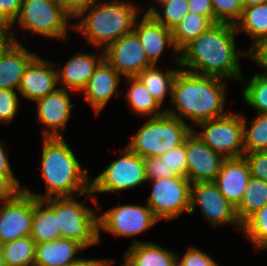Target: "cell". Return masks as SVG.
I'll list each match as a JSON object with an SVG mask.
<instances>
[{
	"mask_svg": "<svg viewBox=\"0 0 267 266\" xmlns=\"http://www.w3.org/2000/svg\"><path fill=\"white\" fill-rule=\"evenodd\" d=\"M236 33L233 24L215 23L179 52L178 67L197 75L241 81L239 58L246 51L236 50Z\"/></svg>",
	"mask_w": 267,
	"mask_h": 266,
	"instance_id": "6da1fadb",
	"label": "cell"
},
{
	"mask_svg": "<svg viewBox=\"0 0 267 266\" xmlns=\"http://www.w3.org/2000/svg\"><path fill=\"white\" fill-rule=\"evenodd\" d=\"M222 80L180 68L172 86L171 99L175 109L168 108L165 112L181 121L187 118L197 125L227 115L228 112L223 110L226 93Z\"/></svg>",
	"mask_w": 267,
	"mask_h": 266,
	"instance_id": "7a4b0ae2",
	"label": "cell"
},
{
	"mask_svg": "<svg viewBox=\"0 0 267 266\" xmlns=\"http://www.w3.org/2000/svg\"><path fill=\"white\" fill-rule=\"evenodd\" d=\"M41 154V173L46 185L45 195L30 192L25 186L22 190L39 200L89 194L88 197L93 202H98L97 197L91 192V182H89L86 168L82 169L80 162L63 137H43Z\"/></svg>",
	"mask_w": 267,
	"mask_h": 266,
	"instance_id": "3957f363",
	"label": "cell"
},
{
	"mask_svg": "<svg viewBox=\"0 0 267 266\" xmlns=\"http://www.w3.org/2000/svg\"><path fill=\"white\" fill-rule=\"evenodd\" d=\"M93 0L78 16L77 25L72 26L85 36L86 42L97 48L108 45L131 33L139 15V8L130 2ZM86 15V16H85Z\"/></svg>",
	"mask_w": 267,
	"mask_h": 266,
	"instance_id": "277c9868",
	"label": "cell"
},
{
	"mask_svg": "<svg viewBox=\"0 0 267 266\" xmlns=\"http://www.w3.org/2000/svg\"><path fill=\"white\" fill-rule=\"evenodd\" d=\"M192 127L168 113L151 117L132 137L127 147L142 158L160 157L184 143Z\"/></svg>",
	"mask_w": 267,
	"mask_h": 266,
	"instance_id": "5b68a950",
	"label": "cell"
},
{
	"mask_svg": "<svg viewBox=\"0 0 267 266\" xmlns=\"http://www.w3.org/2000/svg\"><path fill=\"white\" fill-rule=\"evenodd\" d=\"M44 201L54 210L57 216L61 238L72 239L85 248L99 244L98 213L75 197H53Z\"/></svg>",
	"mask_w": 267,
	"mask_h": 266,
	"instance_id": "8992f818",
	"label": "cell"
},
{
	"mask_svg": "<svg viewBox=\"0 0 267 266\" xmlns=\"http://www.w3.org/2000/svg\"><path fill=\"white\" fill-rule=\"evenodd\" d=\"M70 17L56 0H23L15 22L17 27L34 34L64 40Z\"/></svg>",
	"mask_w": 267,
	"mask_h": 266,
	"instance_id": "52a82bcc",
	"label": "cell"
},
{
	"mask_svg": "<svg viewBox=\"0 0 267 266\" xmlns=\"http://www.w3.org/2000/svg\"><path fill=\"white\" fill-rule=\"evenodd\" d=\"M197 126L202 127L203 131L196 134L213 151L225 158H238L245 155L241 113H228Z\"/></svg>",
	"mask_w": 267,
	"mask_h": 266,
	"instance_id": "ba28073f",
	"label": "cell"
},
{
	"mask_svg": "<svg viewBox=\"0 0 267 266\" xmlns=\"http://www.w3.org/2000/svg\"><path fill=\"white\" fill-rule=\"evenodd\" d=\"M120 154L123 156L112 161L100 175L91 181L92 194L121 192L148 181L142 157L128 147L124 148Z\"/></svg>",
	"mask_w": 267,
	"mask_h": 266,
	"instance_id": "9c48e42d",
	"label": "cell"
},
{
	"mask_svg": "<svg viewBox=\"0 0 267 266\" xmlns=\"http://www.w3.org/2000/svg\"><path fill=\"white\" fill-rule=\"evenodd\" d=\"M153 184L147 206L160 221L177 218L190 207L191 182L187 177L175 176L149 180Z\"/></svg>",
	"mask_w": 267,
	"mask_h": 266,
	"instance_id": "30bf717a",
	"label": "cell"
},
{
	"mask_svg": "<svg viewBox=\"0 0 267 266\" xmlns=\"http://www.w3.org/2000/svg\"><path fill=\"white\" fill-rule=\"evenodd\" d=\"M196 205L212 227L236 224L237 228L242 230L235 207L219 191L214 181L191 183L189 214L194 212Z\"/></svg>",
	"mask_w": 267,
	"mask_h": 266,
	"instance_id": "8fae6325",
	"label": "cell"
},
{
	"mask_svg": "<svg viewBox=\"0 0 267 266\" xmlns=\"http://www.w3.org/2000/svg\"><path fill=\"white\" fill-rule=\"evenodd\" d=\"M159 220L148 206L121 205L98 215V229L115 234L117 237L136 236L148 230Z\"/></svg>",
	"mask_w": 267,
	"mask_h": 266,
	"instance_id": "7c38bea8",
	"label": "cell"
},
{
	"mask_svg": "<svg viewBox=\"0 0 267 266\" xmlns=\"http://www.w3.org/2000/svg\"><path fill=\"white\" fill-rule=\"evenodd\" d=\"M2 203L3 205L0 202V244L30 236L34 196L20 190Z\"/></svg>",
	"mask_w": 267,
	"mask_h": 266,
	"instance_id": "4fadbf2b",
	"label": "cell"
},
{
	"mask_svg": "<svg viewBox=\"0 0 267 266\" xmlns=\"http://www.w3.org/2000/svg\"><path fill=\"white\" fill-rule=\"evenodd\" d=\"M102 51H104V59L124 77H135L144 68L152 66L133 31L111 43Z\"/></svg>",
	"mask_w": 267,
	"mask_h": 266,
	"instance_id": "5bb4252c",
	"label": "cell"
},
{
	"mask_svg": "<svg viewBox=\"0 0 267 266\" xmlns=\"http://www.w3.org/2000/svg\"><path fill=\"white\" fill-rule=\"evenodd\" d=\"M185 150L190 182L215 181L226 158L207 146L194 130L185 138Z\"/></svg>",
	"mask_w": 267,
	"mask_h": 266,
	"instance_id": "9a60e30c",
	"label": "cell"
},
{
	"mask_svg": "<svg viewBox=\"0 0 267 266\" xmlns=\"http://www.w3.org/2000/svg\"><path fill=\"white\" fill-rule=\"evenodd\" d=\"M68 92V89L59 87L35 101L38 106L37 122L45 126L43 137H62L60 132L66 129L71 110L74 108Z\"/></svg>",
	"mask_w": 267,
	"mask_h": 266,
	"instance_id": "2e32d148",
	"label": "cell"
},
{
	"mask_svg": "<svg viewBox=\"0 0 267 266\" xmlns=\"http://www.w3.org/2000/svg\"><path fill=\"white\" fill-rule=\"evenodd\" d=\"M52 64L42 57L35 56L25 68L18 91L22 97L36 101L57 88V70Z\"/></svg>",
	"mask_w": 267,
	"mask_h": 266,
	"instance_id": "e0dca14e",
	"label": "cell"
},
{
	"mask_svg": "<svg viewBox=\"0 0 267 266\" xmlns=\"http://www.w3.org/2000/svg\"><path fill=\"white\" fill-rule=\"evenodd\" d=\"M141 22L137 20L133 32L137 35L148 61L156 65L166 46L173 48L176 53L175 61L179 63V52L173 43L172 30L158 23L148 12H145Z\"/></svg>",
	"mask_w": 267,
	"mask_h": 266,
	"instance_id": "ac0fdd59",
	"label": "cell"
},
{
	"mask_svg": "<svg viewBox=\"0 0 267 266\" xmlns=\"http://www.w3.org/2000/svg\"><path fill=\"white\" fill-rule=\"evenodd\" d=\"M250 178V168L243 156L226 158L214 182L224 197L236 208L242 200Z\"/></svg>",
	"mask_w": 267,
	"mask_h": 266,
	"instance_id": "d6986e66",
	"label": "cell"
},
{
	"mask_svg": "<svg viewBox=\"0 0 267 266\" xmlns=\"http://www.w3.org/2000/svg\"><path fill=\"white\" fill-rule=\"evenodd\" d=\"M121 75L104 59L82 89L84 98L94 108L95 114L106 106L117 90Z\"/></svg>",
	"mask_w": 267,
	"mask_h": 266,
	"instance_id": "ffe728a7",
	"label": "cell"
},
{
	"mask_svg": "<svg viewBox=\"0 0 267 266\" xmlns=\"http://www.w3.org/2000/svg\"><path fill=\"white\" fill-rule=\"evenodd\" d=\"M99 58L96 54L82 52L72 56L63 68L56 69L58 83L62 84L60 88L82 92L96 68L104 60V51Z\"/></svg>",
	"mask_w": 267,
	"mask_h": 266,
	"instance_id": "44dd1931",
	"label": "cell"
},
{
	"mask_svg": "<svg viewBox=\"0 0 267 266\" xmlns=\"http://www.w3.org/2000/svg\"><path fill=\"white\" fill-rule=\"evenodd\" d=\"M35 56L19 41H13L0 55V89L18 91L24 70Z\"/></svg>",
	"mask_w": 267,
	"mask_h": 266,
	"instance_id": "7402d4cb",
	"label": "cell"
},
{
	"mask_svg": "<svg viewBox=\"0 0 267 266\" xmlns=\"http://www.w3.org/2000/svg\"><path fill=\"white\" fill-rule=\"evenodd\" d=\"M84 249L79 242L66 238L39 243L35 245L33 266H68L79 259L75 255Z\"/></svg>",
	"mask_w": 267,
	"mask_h": 266,
	"instance_id": "603a6c76",
	"label": "cell"
},
{
	"mask_svg": "<svg viewBox=\"0 0 267 266\" xmlns=\"http://www.w3.org/2000/svg\"><path fill=\"white\" fill-rule=\"evenodd\" d=\"M176 262L177 253L156 243L133 240L130 249L124 255L122 266H173Z\"/></svg>",
	"mask_w": 267,
	"mask_h": 266,
	"instance_id": "cb8c5ba5",
	"label": "cell"
},
{
	"mask_svg": "<svg viewBox=\"0 0 267 266\" xmlns=\"http://www.w3.org/2000/svg\"><path fill=\"white\" fill-rule=\"evenodd\" d=\"M30 236L36 244L61 238L54 210L44 201L34 197V215Z\"/></svg>",
	"mask_w": 267,
	"mask_h": 266,
	"instance_id": "d4e9b609",
	"label": "cell"
},
{
	"mask_svg": "<svg viewBox=\"0 0 267 266\" xmlns=\"http://www.w3.org/2000/svg\"><path fill=\"white\" fill-rule=\"evenodd\" d=\"M179 70V68H176V70H167L166 73H163L157 65H152L144 68L136 77L162 106V103L169 91L170 96H172L174 78Z\"/></svg>",
	"mask_w": 267,
	"mask_h": 266,
	"instance_id": "484cf974",
	"label": "cell"
},
{
	"mask_svg": "<svg viewBox=\"0 0 267 266\" xmlns=\"http://www.w3.org/2000/svg\"><path fill=\"white\" fill-rule=\"evenodd\" d=\"M267 204V182L251 177L240 204L235 208L236 216L243 225L252 215Z\"/></svg>",
	"mask_w": 267,
	"mask_h": 266,
	"instance_id": "4316f807",
	"label": "cell"
},
{
	"mask_svg": "<svg viewBox=\"0 0 267 266\" xmlns=\"http://www.w3.org/2000/svg\"><path fill=\"white\" fill-rule=\"evenodd\" d=\"M126 78L129 80L130 86L124 96L134 113L149 117H156L165 113V111H158L161 105L136 76Z\"/></svg>",
	"mask_w": 267,
	"mask_h": 266,
	"instance_id": "83f0119b",
	"label": "cell"
},
{
	"mask_svg": "<svg viewBox=\"0 0 267 266\" xmlns=\"http://www.w3.org/2000/svg\"><path fill=\"white\" fill-rule=\"evenodd\" d=\"M214 23L206 16L188 13L172 30L175 49L180 52L187 44L208 30Z\"/></svg>",
	"mask_w": 267,
	"mask_h": 266,
	"instance_id": "f1b7e54d",
	"label": "cell"
},
{
	"mask_svg": "<svg viewBox=\"0 0 267 266\" xmlns=\"http://www.w3.org/2000/svg\"><path fill=\"white\" fill-rule=\"evenodd\" d=\"M236 31H244L254 41L267 37V2L244 7L240 20L235 24Z\"/></svg>",
	"mask_w": 267,
	"mask_h": 266,
	"instance_id": "f546056e",
	"label": "cell"
},
{
	"mask_svg": "<svg viewBox=\"0 0 267 266\" xmlns=\"http://www.w3.org/2000/svg\"><path fill=\"white\" fill-rule=\"evenodd\" d=\"M35 245L31 236L2 244L5 266H33Z\"/></svg>",
	"mask_w": 267,
	"mask_h": 266,
	"instance_id": "4dcf8cb0",
	"label": "cell"
},
{
	"mask_svg": "<svg viewBox=\"0 0 267 266\" xmlns=\"http://www.w3.org/2000/svg\"><path fill=\"white\" fill-rule=\"evenodd\" d=\"M243 119V137L245 153L267 151V114H258L250 128L247 127L246 117Z\"/></svg>",
	"mask_w": 267,
	"mask_h": 266,
	"instance_id": "1f68e13d",
	"label": "cell"
},
{
	"mask_svg": "<svg viewBox=\"0 0 267 266\" xmlns=\"http://www.w3.org/2000/svg\"><path fill=\"white\" fill-rule=\"evenodd\" d=\"M163 10V16L152 6L147 12L160 24L173 30L189 13L188 0H160L157 2Z\"/></svg>",
	"mask_w": 267,
	"mask_h": 266,
	"instance_id": "d6a6232c",
	"label": "cell"
},
{
	"mask_svg": "<svg viewBox=\"0 0 267 266\" xmlns=\"http://www.w3.org/2000/svg\"><path fill=\"white\" fill-rule=\"evenodd\" d=\"M243 99L258 114H267V73H256L243 88Z\"/></svg>",
	"mask_w": 267,
	"mask_h": 266,
	"instance_id": "836d02e7",
	"label": "cell"
},
{
	"mask_svg": "<svg viewBox=\"0 0 267 266\" xmlns=\"http://www.w3.org/2000/svg\"><path fill=\"white\" fill-rule=\"evenodd\" d=\"M242 232L256 249L267 248V204L242 225Z\"/></svg>",
	"mask_w": 267,
	"mask_h": 266,
	"instance_id": "e575fe53",
	"label": "cell"
},
{
	"mask_svg": "<svg viewBox=\"0 0 267 266\" xmlns=\"http://www.w3.org/2000/svg\"><path fill=\"white\" fill-rule=\"evenodd\" d=\"M215 23L235 25L243 13L242 0H211Z\"/></svg>",
	"mask_w": 267,
	"mask_h": 266,
	"instance_id": "d590c367",
	"label": "cell"
},
{
	"mask_svg": "<svg viewBox=\"0 0 267 266\" xmlns=\"http://www.w3.org/2000/svg\"><path fill=\"white\" fill-rule=\"evenodd\" d=\"M160 158L167 166V178L175 176L187 177L185 140L183 144L163 153Z\"/></svg>",
	"mask_w": 267,
	"mask_h": 266,
	"instance_id": "8d00e7d4",
	"label": "cell"
},
{
	"mask_svg": "<svg viewBox=\"0 0 267 266\" xmlns=\"http://www.w3.org/2000/svg\"><path fill=\"white\" fill-rule=\"evenodd\" d=\"M18 93L15 90L0 89V122L10 124L18 112Z\"/></svg>",
	"mask_w": 267,
	"mask_h": 266,
	"instance_id": "74e56055",
	"label": "cell"
},
{
	"mask_svg": "<svg viewBox=\"0 0 267 266\" xmlns=\"http://www.w3.org/2000/svg\"><path fill=\"white\" fill-rule=\"evenodd\" d=\"M251 177L267 182V151L245 153Z\"/></svg>",
	"mask_w": 267,
	"mask_h": 266,
	"instance_id": "f35d334b",
	"label": "cell"
},
{
	"mask_svg": "<svg viewBox=\"0 0 267 266\" xmlns=\"http://www.w3.org/2000/svg\"><path fill=\"white\" fill-rule=\"evenodd\" d=\"M177 263L179 266H218L209 255L194 246L188 248L181 260L177 255Z\"/></svg>",
	"mask_w": 267,
	"mask_h": 266,
	"instance_id": "ab89813d",
	"label": "cell"
},
{
	"mask_svg": "<svg viewBox=\"0 0 267 266\" xmlns=\"http://www.w3.org/2000/svg\"><path fill=\"white\" fill-rule=\"evenodd\" d=\"M23 0H0V23L13 27Z\"/></svg>",
	"mask_w": 267,
	"mask_h": 266,
	"instance_id": "60d3db41",
	"label": "cell"
},
{
	"mask_svg": "<svg viewBox=\"0 0 267 266\" xmlns=\"http://www.w3.org/2000/svg\"><path fill=\"white\" fill-rule=\"evenodd\" d=\"M147 180L167 178V166L160 157L143 158Z\"/></svg>",
	"mask_w": 267,
	"mask_h": 266,
	"instance_id": "b9f144b4",
	"label": "cell"
},
{
	"mask_svg": "<svg viewBox=\"0 0 267 266\" xmlns=\"http://www.w3.org/2000/svg\"><path fill=\"white\" fill-rule=\"evenodd\" d=\"M251 47L246 55L259 64L264 69V73H267V37L256 40Z\"/></svg>",
	"mask_w": 267,
	"mask_h": 266,
	"instance_id": "7bdbcfd3",
	"label": "cell"
},
{
	"mask_svg": "<svg viewBox=\"0 0 267 266\" xmlns=\"http://www.w3.org/2000/svg\"><path fill=\"white\" fill-rule=\"evenodd\" d=\"M4 143L0 142V175L6 177L19 191L22 190L21 182L15 178Z\"/></svg>",
	"mask_w": 267,
	"mask_h": 266,
	"instance_id": "ee69618b",
	"label": "cell"
},
{
	"mask_svg": "<svg viewBox=\"0 0 267 266\" xmlns=\"http://www.w3.org/2000/svg\"><path fill=\"white\" fill-rule=\"evenodd\" d=\"M188 12L206 16L214 23L211 0H188Z\"/></svg>",
	"mask_w": 267,
	"mask_h": 266,
	"instance_id": "f6af8a7d",
	"label": "cell"
},
{
	"mask_svg": "<svg viewBox=\"0 0 267 266\" xmlns=\"http://www.w3.org/2000/svg\"><path fill=\"white\" fill-rule=\"evenodd\" d=\"M61 8L73 19L76 18L93 0H56Z\"/></svg>",
	"mask_w": 267,
	"mask_h": 266,
	"instance_id": "bcb514c9",
	"label": "cell"
},
{
	"mask_svg": "<svg viewBox=\"0 0 267 266\" xmlns=\"http://www.w3.org/2000/svg\"><path fill=\"white\" fill-rule=\"evenodd\" d=\"M13 41L18 42V39H16L14 31H12L11 29V26L0 23V55L7 49V47Z\"/></svg>",
	"mask_w": 267,
	"mask_h": 266,
	"instance_id": "7dc6e473",
	"label": "cell"
},
{
	"mask_svg": "<svg viewBox=\"0 0 267 266\" xmlns=\"http://www.w3.org/2000/svg\"><path fill=\"white\" fill-rule=\"evenodd\" d=\"M19 190L4 176L0 175V202L9 200Z\"/></svg>",
	"mask_w": 267,
	"mask_h": 266,
	"instance_id": "c3c4849f",
	"label": "cell"
},
{
	"mask_svg": "<svg viewBox=\"0 0 267 266\" xmlns=\"http://www.w3.org/2000/svg\"><path fill=\"white\" fill-rule=\"evenodd\" d=\"M113 263V260L79 258L68 266H111Z\"/></svg>",
	"mask_w": 267,
	"mask_h": 266,
	"instance_id": "681fc988",
	"label": "cell"
},
{
	"mask_svg": "<svg viewBox=\"0 0 267 266\" xmlns=\"http://www.w3.org/2000/svg\"><path fill=\"white\" fill-rule=\"evenodd\" d=\"M267 0H242L244 7H250L258 4L266 3Z\"/></svg>",
	"mask_w": 267,
	"mask_h": 266,
	"instance_id": "f907efd6",
	"label": "cell"
},
{
	"mask_svg": "<svg viewBox=\"0 0 267 266\" xmlns=\"http://www.w3.org/2000/svg\"><path fill=\"white\" fill-rule=\"evenodd\" d=\"M0 266H5L4 259H3V246L0 244Z\"/></svg>",
	"mask_w": 267,
	"mask_h": 266,
	"instance_id": "816d5d0a",
	"label": "cell"
}]
</instances>
